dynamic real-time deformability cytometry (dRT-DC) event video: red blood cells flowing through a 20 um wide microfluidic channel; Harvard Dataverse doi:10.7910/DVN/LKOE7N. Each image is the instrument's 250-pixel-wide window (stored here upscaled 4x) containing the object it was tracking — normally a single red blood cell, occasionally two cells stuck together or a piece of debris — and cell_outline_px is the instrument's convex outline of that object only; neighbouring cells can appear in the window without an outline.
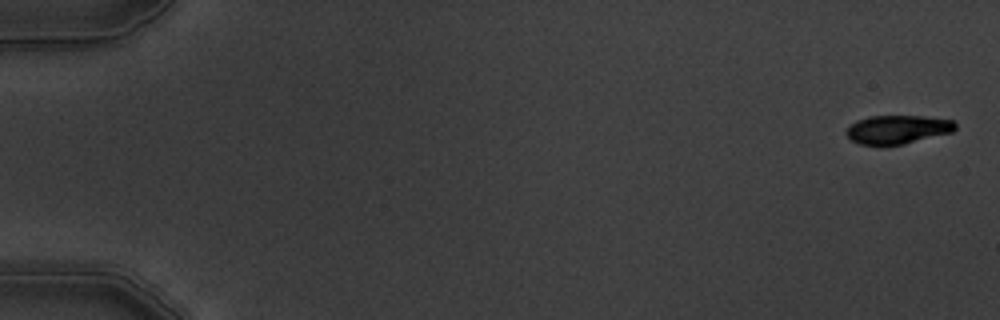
{"species": "common noctule bat (a hibernating species)", "species_latin": "Nyctalus noctula", "temperature_condition": "warm", "stored_images_in_passage": 5, "camera_frame_rate_fps": 3000, "um_per_image_px": 0.085, "animal": {"sex": "male", "body_mass_g": 19.5, "forearm_length_mm": 54.6}, "frame": {"image": 1, "passage_image": 1, "time_ms": 0.0, "image_size_px": [1000, 320], "cell_outline_px": [[956, 128], [952, 132], [904, 144], [880, 148], [860, 144], [852, 140], [844, 132], [856, 120], [868, 116], [924, 116], [952, 120], [956, 124]], "centroid_in_image_um": [76.25, 11.03], "position_along_channel_um": 8.7, "area_um2": 18.61}}
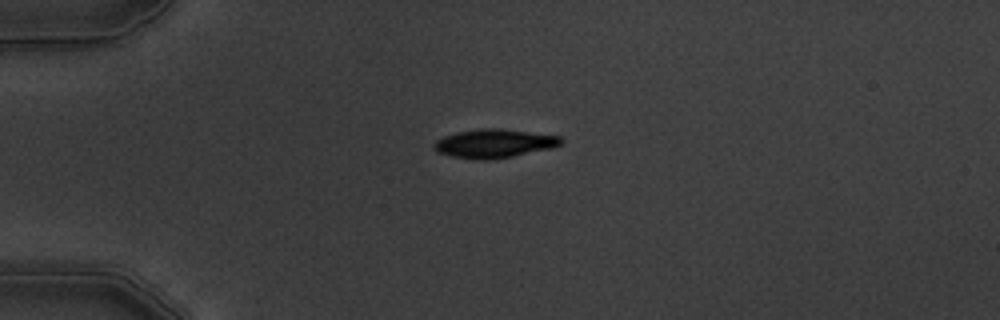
{"frame": {"image": 2, "passage_image": 4, "time_ms": 4.333, "image_size_px": [1000, 320], "cell_outline_px": [[564, 140], [560, 144], [552, 148], [492, 160], [476, 160], [452, 156], [436, 152], [432, 148], [432, 144], [436, 140], [444, 136], [456, 132], [484, 128], [496, 128], [560, 136]], "centroid_in_image_um": [41.95, 12.2], "position_along_channel_um": 43.0, "area_um2": 21.21}}